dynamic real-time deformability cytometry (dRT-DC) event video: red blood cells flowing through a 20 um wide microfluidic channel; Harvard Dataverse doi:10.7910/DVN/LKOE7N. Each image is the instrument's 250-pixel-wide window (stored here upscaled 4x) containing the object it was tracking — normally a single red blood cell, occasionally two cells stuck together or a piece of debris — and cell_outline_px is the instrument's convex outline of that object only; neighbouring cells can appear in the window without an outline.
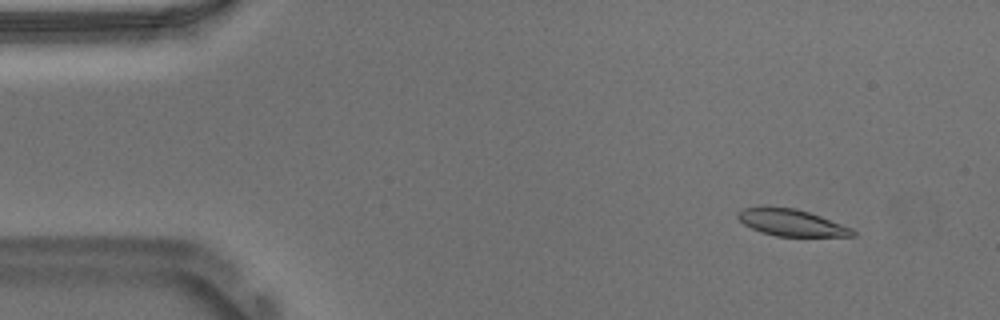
{"species": "Egyptian fruit bat (a non-hibernating species)", "species_latin": "Rousettus aegyptiacus", "temperature_condition": "warm", "stored_images_in_passage": 55, "camera_frame_rate_fps": 3000, "um_per_image_px": 0.085, "animal": {"sex": "male"}, "frame": {"image": 1, "passage_image": 6, "time_ms": 1.667, "image_size_px": [1000, 320], "cell_outline_px": [[856, 236], [776, 236], [760, 232], [744, 224], [736, 216], [736, 212], [744, 208], [764, 204], [796, 208], [820, 216], [852, 228], [856, 232]], "centroid_in_image_um": [67.2, 18.89], "position_along_channel_um": 17.8, "area_um2": 18.26}}
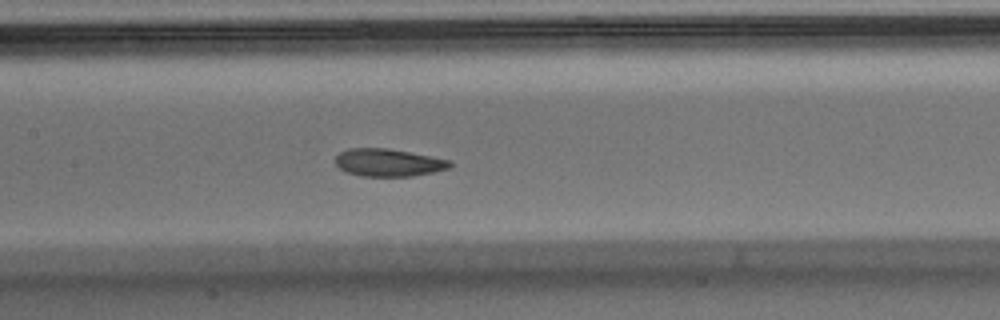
{"frame": {"image": 2, "passage_image": 26, "time_ms": 8.333, "image_size_px": [1000, 320], "cell_outline_px": [[452, 164], [448, 168], [432, 172], [412, 176], [360, 176], [348, 172], [340, 168], [336, 164], [336, 156], [340, 152], [348, 148], [388, 148], [432, 156], [452, 160]], "centroid_in_image_um": [33.02, 13.81], "position_along_channel_um": 174.4, "area_um2": 18.38}}
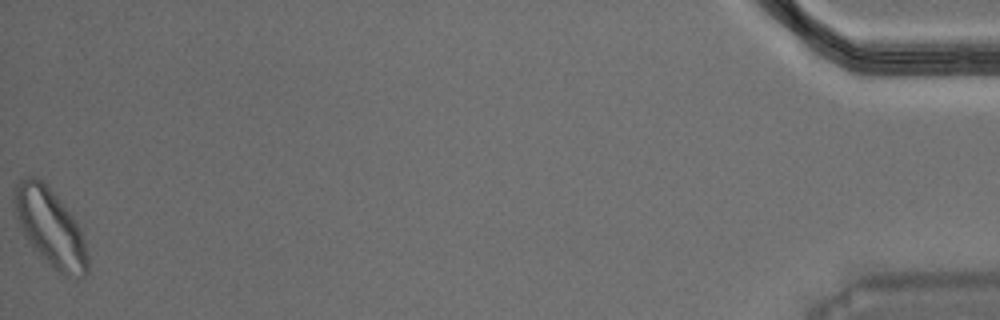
{"frame": {"image": 3, "passage_image": 55, "time_ms": 18.0, "image_size_px": [1000, 320], "cell_outline_px": [[88, 272], [84, 276], [64, 276], [56, 272], [28, 240], [20, 224], [12, 204], [12, 196], [16, 184], [24, 176], [36, 176], [60, 200], [72, 216], [80, 228], [84, 240], [88, 256]], "centroid_in_image_um": [4.27, 19.33], "position_along_channel_um": 430.9, "area_um2": 32.66}, "authors_computed_cell_mechanics": {"area_um2": 19.074, "velocity_mm_per_s": 3.6914, "shape_relaxation_time_tau1_ms": 3.9665, "shape_relaxation_time_tau2_ms": 3.8232, "deformation_change_tau1": 0.1191, "deformation_change_tau2": 0.1}}